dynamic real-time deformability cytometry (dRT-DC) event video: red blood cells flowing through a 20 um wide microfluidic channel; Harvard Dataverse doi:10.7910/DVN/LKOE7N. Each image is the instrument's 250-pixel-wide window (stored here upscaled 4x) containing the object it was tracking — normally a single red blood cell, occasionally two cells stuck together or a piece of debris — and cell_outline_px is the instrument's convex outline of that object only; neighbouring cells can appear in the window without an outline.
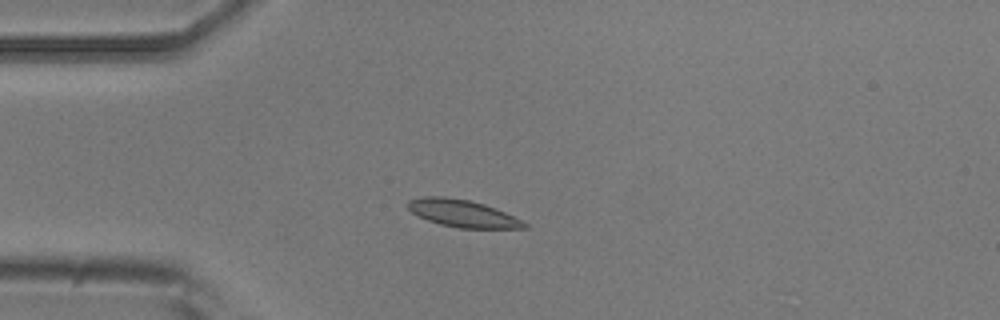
{"species": "common noctule bat (a hibernating species)", "species_latin": "Nyctalus noctula", "temperature_condition": "room temperature", "stored_images_in_passage": 6, "camera_frame_rate_fps": 3000, "um_per_image_px": 0.085, "animal": {"sex": "male", "body_mass_g": 20.5, "forearm_length_mm": 52.5}, "frame": {"image": 1, "passage_image": 4, "time_ms": 4.333, "image_size_px": [1000, 320], "cell_outline_px": [[528, 228], [460, 228], [440, 224], [428, 220], [412, 212], [408, 208], [408, 200], [424, 196], [444, 196], [468, 200], [484, 204], [496, 208], [528, 224]], "centroid_in_image_um": [39.31, 18.13], "position_along_channel_um": 45.7, "area_um2": 18.26}}
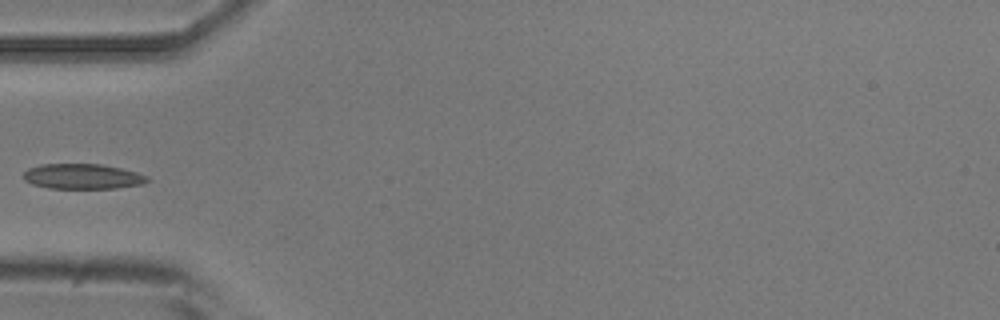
{"frame": {"image": 2, "passage_image": 5, "time_ms": 5.667, "image_size_px": [1000, 320], "cell_outline_px": [[148, 180], [144, 184], [116, 188], [48, 188], [32, 184], [24, 180], [24, 172], [28, 168], [40, 164], [100, 164], [120, 168], [136, 172], [148, 176]], "centroid_in_image_um": [7.0, 14.99], "position_along_channel_um": 78.0, "area_um2": 18.15}}
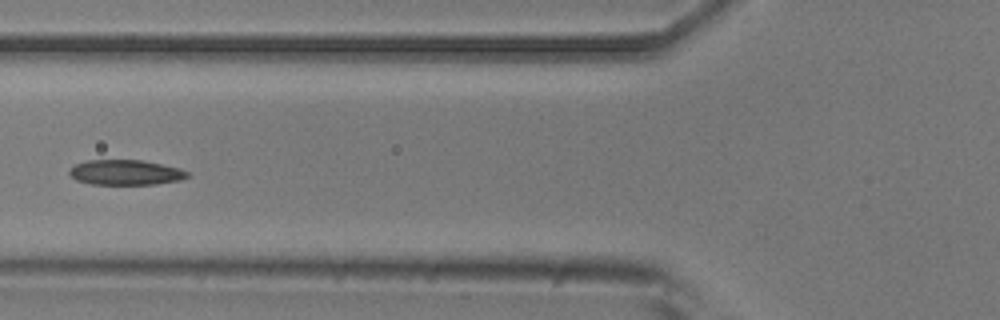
{"frame": {"image": 3, "passage_image": 6, "time_ms": 6.667, "image_size_px": [1000, 320], "cell_outline_px": [[188, 176], [180, 180], [156, 184], [92, 184], [76, 180], [68, 172], [76, 164], [88, 160], [140, 160], [180, 168], [188, 172]], "centroid_in_image_um": [10.68, 14.66], "position_along_channel_um": 115.1, "area_um2": 17.05}}